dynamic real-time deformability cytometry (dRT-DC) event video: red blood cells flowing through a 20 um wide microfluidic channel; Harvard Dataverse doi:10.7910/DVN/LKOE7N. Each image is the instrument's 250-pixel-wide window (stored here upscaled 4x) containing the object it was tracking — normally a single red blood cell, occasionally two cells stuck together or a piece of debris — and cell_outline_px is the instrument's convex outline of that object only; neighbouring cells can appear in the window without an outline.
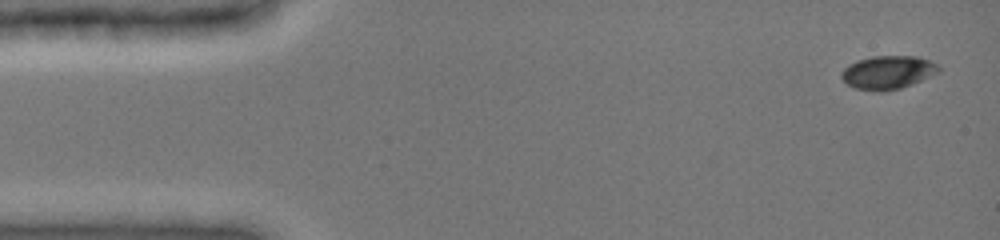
{"species": "common noctule bat (a hibernating species)", "species_latin": "Nyctalus noctula", "temperature_condition": "cold", "stored_images_in_passage": 11, "camera_frame_rate_fps": 3000, "um_per_image_px": 0.085, "animal": {"sex": "female", "body_mass_g": 19.0, "forearm_length_mm": 51.5}, "frame": {"image": 1, "passage_image": 1, "time_ms": 0.0, "image_size_px": [1000, 240], "cell_outline_px": [[940, 72], [912, 84], [900, 88], [880, 92], [856, 88], [848, 84], [840, 76], [840, 72], [848, 64], [856, 60], [872, 56], [916, 56], [928, 60], [936, 64], [940, 68]], "centroid_in_image_um": [75.45, 6.14], "position_along_channel_um": 9.6, "area_um2": 18.9}}
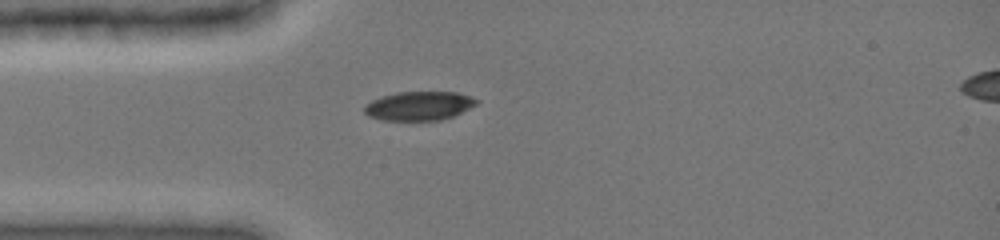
{"frame": {"image": 2, "passage_image": 10, "time_ms": 3.667, "image_size_px": [1000, 240], "cell_outline_px": [[480, 100], [476, 104], [452, 116], [440, 120], [380, 120], [368, 116], [364, 112], [364, 104], [380, 96], [396, 92], [456, 92], [472, 96]], "centroid_in_image_um": [35.58, 8.99], "position_along_channel_um": 49.4, "area_um2": 18.96}}